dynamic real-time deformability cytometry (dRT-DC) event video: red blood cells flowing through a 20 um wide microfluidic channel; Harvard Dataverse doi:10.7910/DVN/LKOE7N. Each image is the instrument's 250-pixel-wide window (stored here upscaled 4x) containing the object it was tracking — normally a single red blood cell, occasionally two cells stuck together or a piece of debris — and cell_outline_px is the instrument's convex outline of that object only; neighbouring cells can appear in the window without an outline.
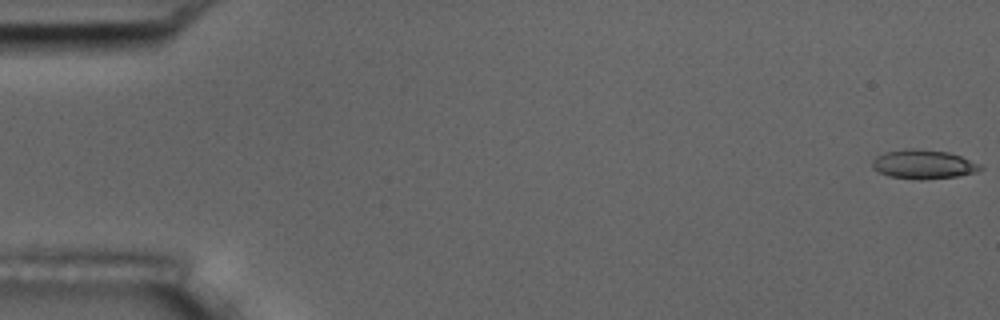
{"species": "common noctule bat (a hibernating species)", "species_latin": "Nyctalus noctula", "temperature_condition": "room temperature", "stored_images_in_passage": 8, "camera_frame_rate_fps": 3000, "um_per_image_px": 0.085, "animal": {"sex": "male", "body_mass_g": 17.5, "forearm_length_mm": 52.3}, "frame": {"image": 1, "passage_image": 1, "time_ms": 0.0, "image_size_px": [1000, 320], "cell_outline_px": [[984, 168], [976, 172], [956, 176], [920, 180], [888, 176], [872, 168], [872, 160], [876, 156], [884, 152], [908, 148], [912, 148], [948, 152], [960, 156], [980, 164]], "centroid_in_image_um": [78.46, 13.96], "position_along_channel_um": 6.5, "area_um2": 18.26}}
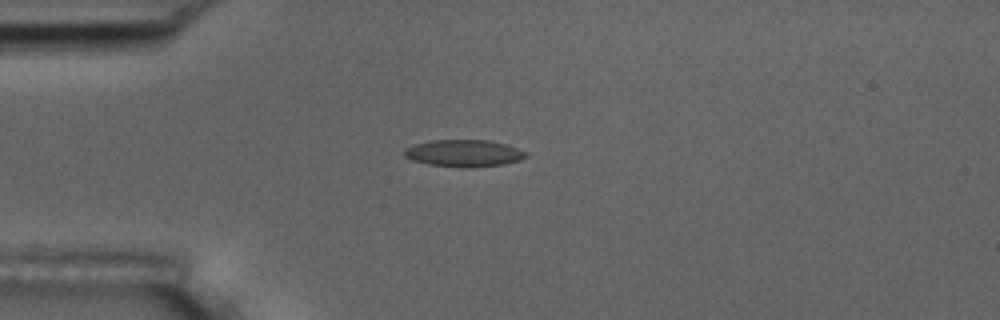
{"frame": {"image": 2, "passage_image": 5, "time_ms": 4.667, "image_size_px": [1000, 320], "cell_outline_px": [[528, 156], [520, 160], [504, 164], [472, 168], [460, 168], [428, 164], [412, 160], [404, 156], [404, 148], [412, 144], [428, 140], [488, 140], [508, 144], [528, 152]], "centroid_in_image_um": [39.43, 13.02], "position_along_channel_um": 45.6, "area_um2": 19.59}}